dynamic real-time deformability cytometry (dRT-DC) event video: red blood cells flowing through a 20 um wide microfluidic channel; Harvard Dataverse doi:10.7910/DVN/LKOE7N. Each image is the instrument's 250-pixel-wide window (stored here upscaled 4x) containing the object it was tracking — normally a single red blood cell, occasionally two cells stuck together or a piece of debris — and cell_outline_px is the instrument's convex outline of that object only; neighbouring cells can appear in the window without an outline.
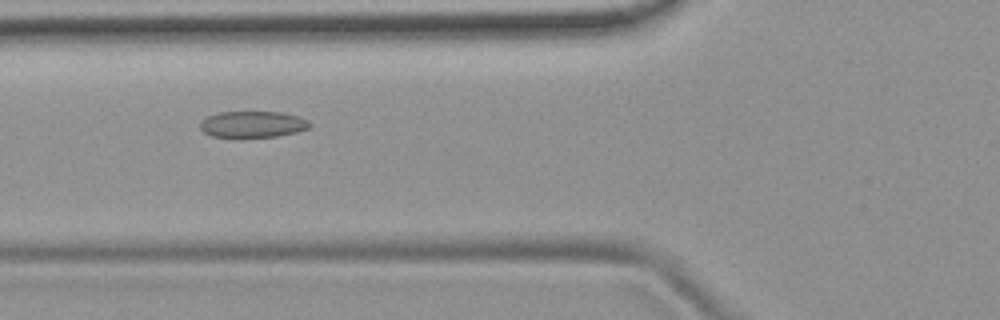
{"species": "common noctule bat (a hibernating species)", "species_latin": "Nyctalus noctula", "temperature_condition": "room temperature", "stored_images_in_passage": 49, "camera_frame_rate_fps": 3000, "um_per_image_px": 0.085, "animal": {"sex": "female", "body_mass_g": 19.9}, "frame": {"image": 1, "passage_image": 18, "time_ms": 5.667, "image_size_px": [1000, 320], "cell_outline_px": [[312, 124], [308, 128], [296, 132], [276, 136], [212, 136], [204, 132], [200, 128], [200, 120], [216, 112], [280, 112], [296, 116], [308, 120]], "centroid_in_image_um": [21.46, 10.54], "position_along_channel_um": 104.3, "area_um2": 16.53}}
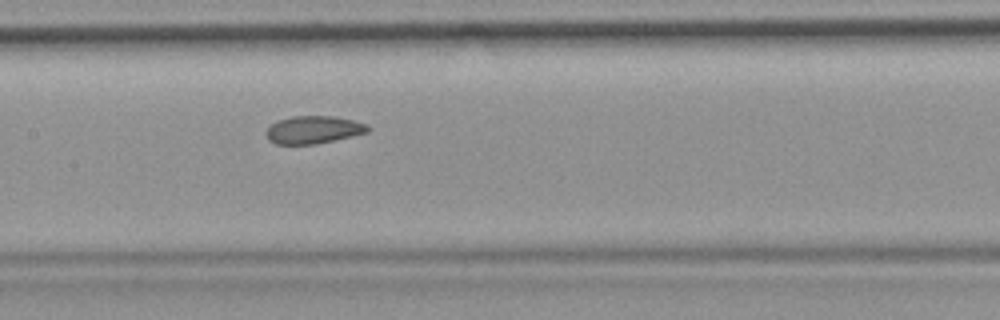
{"frame": {"image": 2, "passage_image": 24, "time_ms": 7.667, "image_size_px": [1000, 320], "cell_outline_px": [[368, 132], [316, 144], [276, 144], [268, 140], [264, 132], [276, 120], [292, 116], [336, 116], [368, 124]], "centroid_in_image_um": [26.6, 11.02], "position_along_channel_um": 180.8, "area_um2": 16.42}}
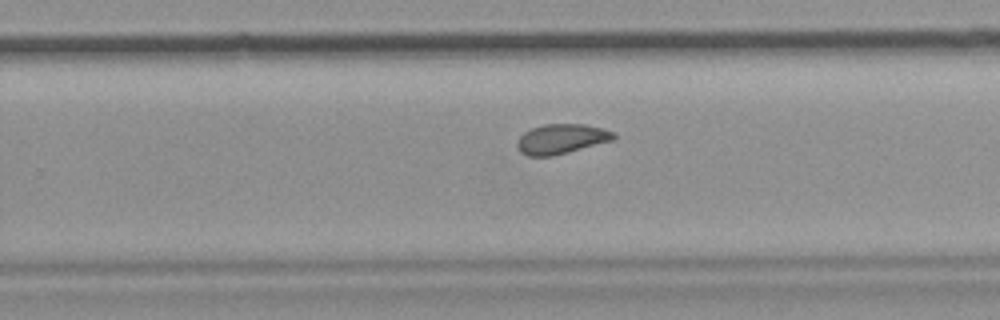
{"frame": {"image": 3, "passage_image": 32, "time_ms": 10.333, "image_size_px": [1000, 320], "cell_outline_px": [[616, 140], [552, 156], [528, 156], [520, 152], [516, 144], [516, 140], [524, 132], [532, 128], [544, 124], [584, 124], [604, 128], [616, 132]], "centroid_in_image_um": [47.75, 11.8], "position_along_channel_um": 282.0, "area_um2": 17.05}}